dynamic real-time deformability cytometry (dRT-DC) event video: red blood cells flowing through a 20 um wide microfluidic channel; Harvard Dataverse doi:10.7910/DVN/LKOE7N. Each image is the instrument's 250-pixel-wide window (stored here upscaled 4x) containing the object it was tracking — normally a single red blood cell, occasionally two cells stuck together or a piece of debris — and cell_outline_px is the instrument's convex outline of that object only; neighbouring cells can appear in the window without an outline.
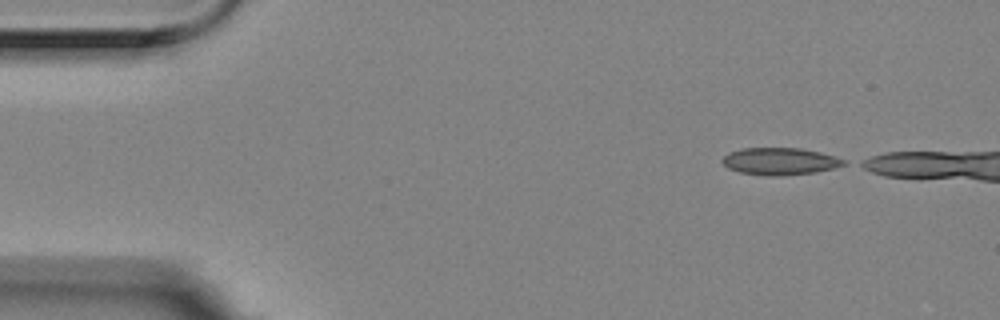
{"species": "Egyptian fruit bat (a non-hibernating species)", "species_latin": "Rousettus aegyptiacus", "temperature_condition": "room temperature", "stored_images_in_passage": 8, "camera_frame_rate_fps": 3000, "um_per_image_px": 0.085, "animal": {"sex": "female"}, "frame": {"image": 1, "passage_image": 1, "time_ms": 0.0, "image_size_px": [1000, 320], "cell_outline_px": [[848, 164], [816, 172], [776, 176], [768, 176], [740, 172], [728, 168], [720, 160], [728, 152], [740, 148], [800, 148], [820, 152], [836, 156], [848, 160]], "centroid_in_image_um": [66.31, 13.7], "position_along_channel_um": 18.7, "area_um2": 19.36}}
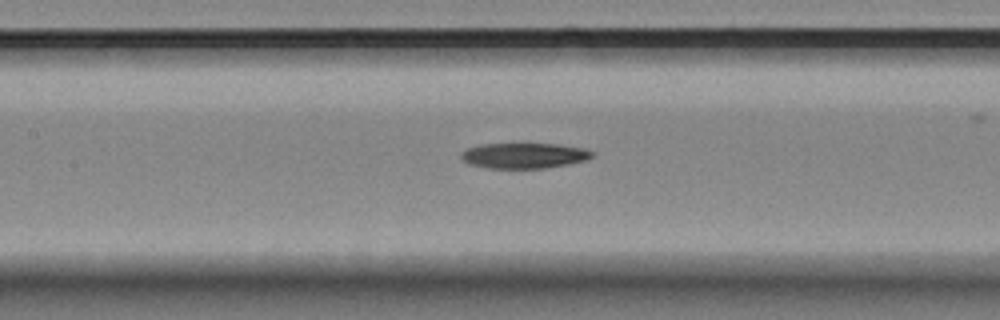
{"frame": {"image": 2, "passage_image": 7, "time_ms": 2.0, "image_size_px": [1000, 320], "cell_outline_px": [[592, 156], [588, 160], [568, 164], [544, 168], [488, 168], [468, 164], [460, 160], [460, 152], [468, 148], [480, 144], [528, 140], [584, 148], [592, 152]], "centroid_in_image_um": [44.48, 13.17], "position_along_channel_um": 162.9, "area_um2": 20.58}}